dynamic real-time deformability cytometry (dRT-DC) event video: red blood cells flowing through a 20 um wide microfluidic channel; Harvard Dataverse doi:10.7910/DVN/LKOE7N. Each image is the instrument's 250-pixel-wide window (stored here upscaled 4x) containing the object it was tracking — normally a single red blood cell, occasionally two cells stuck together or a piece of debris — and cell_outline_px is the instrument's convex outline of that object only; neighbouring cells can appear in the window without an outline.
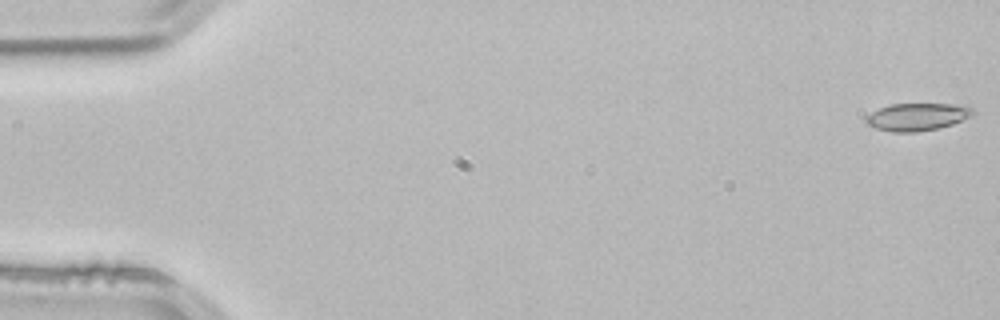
{"species": "common noctule bat (a hibernating species)", "species_latin": "Nyctalus noctula", "temperature_condition": "room temperature", "stored_images_in_passage": 15, "camera_frame_rate_fps": 3000, "um_per_image_px": 0.085, "animal": {"sex": "male", "body_mass_g": 21.5, "forearm_length_mm": 52.0}, "frame": {"image": 1, "passage_image": 1, "time_ms": 0.0, "image_size_px": [1000, 320], "cell_outline_px": [[976, 112], [972, 116], [952, 124], [936, 128], [916, 132], [892, 132], [876, 128], [868, 124], [864, 120], [864, 116], [888, 104], [952, 104], [972, 108]], "centroid_in_image_um": [77.93, 9.93], "position_along_channel_um": 7.1, "area_um2": 17.05}}
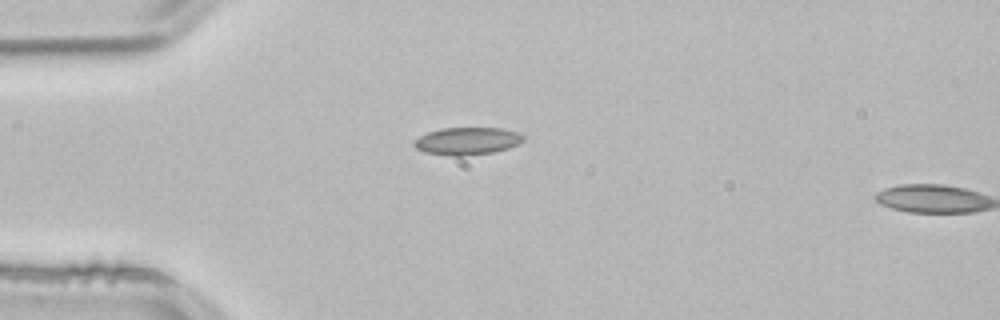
{"frame": {"image": 2, "passage_image": 14, "time_ms": 4.333, "image_size_px": [1000, 320], "cell_outline_px": [[524, 140], [520, 144], [508, 148], [492, 152], [464, 156], [452, 156], [424, 152], [416, 148], [412, 144], [420, 136], [428, 132], [440, 128], [500, 128], [516, 132], [524, 136]], "centroid_in_image_um": [39.71, 11.99], "position_along_channel_um": 45.3, "area_um2": 17.46}}